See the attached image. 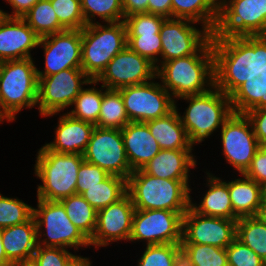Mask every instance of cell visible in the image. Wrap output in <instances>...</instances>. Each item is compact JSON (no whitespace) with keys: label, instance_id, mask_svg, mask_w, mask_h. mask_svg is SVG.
I'll list each match as a JSON object with an SVG mask.
<instances>
[{"label":"cell","instance_id":"6da1fadb","mask_svg":"<svg viewBox=\"0 0 266 266\" xmlns=\"http://www.w3.org/2000/svg\"><path fill=\"white\" fill-rule=\"evenodd\" d=\"M214 86L230 96L252 74L266 69V35L211 36Z\"/></svg>","mask_w":266,"mask_h":266},{"label":"cell","instance_id":"7a4b0ae2","mask_svg":"<svg viewBox=\"0 0 266 266\" xmlns=\"http://www.w3.org/2000/svg\"><path fill=\"white\" fill-rule=\"evenodd\" d=\"M156 77L174 100L208 92L214 87L211 38L195 54L163 62Z\"/></svg>","mask_w":266,"mask_h":266},{"label":"cell","instance_id":"3957f363","mask_svg":"<svg viewBox=\"0 0 266 266\" xmlns=\"http://www.w3.org/2000/svg\"><path fill=\"white\" fill-rule=\"evenodd\" d=\"M190 181L159 178L139 169L127 179V194L135 209L186 213L193 192Z\"/></svg>","mask_w":266,"mask_h":266},{"label":"cell","instance_id":"277c9868","mask_svg":"<svg viewBox=\"0 0 266 266\" xmlns=\"http://www.w3.org/2000/svg\"><path fill=\"white\" fill-rule=\"evenodd\" d=\"M179 100L188 104L183 113L177 107ZM175 109L194 147L202 146L201 143L219 132L233 113L230 96L215 86L203 94L178 98L175 100Z\"/></svg>","mask_w":266,"mask_h":266},{"label":"cell","instance_id":"5b68a950","mask_svg":"<svg viewBox=\"0 0 266 266\" xmlns=\"http://www.w3.org/2000/svg\"><path fill=\"white\" fill-rule=\"evenodd\" d=\"M34 164V176L41 181L37 185L36 199L60 201L76 194L77 173L84 161L83 154H65L38 149Z\"/></svg>","mask_w":266,"mask_h":266},{"label":"cell","instance_id":"8992f818","mask_svg":"<svg viewBox=\"0 0 266 266\" xmlns=\"http://www.w3.org/2000/svg\"><path fill=\"white\" fill-rule=\"evenodd\" d=\"M35 58L3 61L0 68V110L11 121L24 109L37 106L38 84Z\"/></svg>","mask_w":266,"mask_h":266},{"label":"cell","instance_id":"52a82bcc","mask_svg":"<svg viewBox=\"0 0 266 266\" xmlns=\"http://www.w3.org/2000/svg\"><path fill=\"white\" fill-rule=\"evenodd\" d=\"M126 45L124 21L86 25L81 29V69L95 80Z\"/></svg>","mask_w":266,"mask_h":266},{"label":"cell","instance_id":"ba28073f","mask_svg":"<svg viewBox=\"0 0 266 266\" xmlns=\"http://www.w3.org/2000/svg\"><path fill=\"white\" fill-rule=\"evenodd\" d=\"M36 200L33 217L39 246L60 247L75 253L91 249L90 240L71 222L59 201Z\"/></svg>","mask_w":266,"mask_h":266},{"label":"cell","instance_id":"9c48e42d","mask_svg":"<svg viewBox=\"0 0 266 266\" xmlns=\"http://www.w3.org/2000/svg\"><path fill=\"white\" fill-rule=\"evenodd\" d=\"M266 35V0H222L212 36Z\"/></svg>","mask_w":266,"mask_h":266},{"label":"cell","instance_id":"30bf717a","mask_svg":"<svg viewBox=\"0 0 266 266\" xmlns=\"http://www.w3.org/2000/svg\"><path fill=\"white\" fill-rule=\"evenodd\" d=\"M39 116L66 113L76 96L91 80L81 68H68L50 76H38Z\"/></svg>","mask_w":266,"mask_h":266},{"label":"cell","instance_id":"8fae6325","mask_svg":"<svg viewBox=\"0 0 266 266\" xmlns=\"http://www.w3.org/2000/svg\"><path fill=\"white\" fill-rule=\"evenodd\" d=\"M221 154L233 174H244L260 145L246 114L232 113L219 131ZM235 169V170H234ZM236 172V173H235ZM238 172V173H237Z\"/></svg>","mask_w":266,"mask_h":266},{"label":"cell","instance_id":"7c38bea8","mask_svg":"<svg viewBox=\"0 0 266 266\" xmlns=\"http://www.w3.org/2000/svg\"><path fill=\"white\" fill-rule=\"evenodd\" d=\"M130 122L146 123L168 115L175 100L156 77L150 82L118 89Z\"/></svg>","mask_w":266,"mask_h":266},{"label":"cell","instance_id":"4fadbf2b","mask_svg":"<svg viewBox=\"0 0 266 266\" xmlns=\"http://www.w3.org/2000/svg\"><path fill=\"white\" fill-rule=\"evenodd\" d=\"M171 210L135 209L129 242L145 245L180 243L182 241L183 216Z\"/></svg>","mask_w":266,"mask_h":266},{"label":"cell","instance_id":"5bb4252c","mask_svg":"<svg viewBox=\"0 0 266 266\" xmlns=\"http://www.w3.org/2000/svg\"><path fill=\"white\" fill-rule=\"evenodd\" d=\"M83 159L110 175L128 179L133 172L127 159L121 129L94 128Z\"/></svg>","mask_w":266,"mask_h":266},{"label":"cell","instance_id":"9a60e30c","mask_svg":"<svg viewBox=\"0 0 266 266\" xmlns=\"http://www.w3.org/2000/svg\"><path fill=\"white\" fill-rule=\"evenodd\" d=\"M159 33L162 45L161 64L195 54L212 36L203 25L179 18H166Z\"/></svg>","mask_w":266,"mask_h":266},{"label":"cell","instance_id":"2e32d148","mask_svg":"<svg viewBox=\"0 0 266 266\" xmlns=\"http://www.w3.org/2000/svg\"><path fill=\"white\" fill-rule=\"evenodd\" d=\"M156 78V66L126 45L95 79L107 89L140 85Z\"/></svg>","mask_w":266,"mask_h":266},{"label":"cell","instance_id":"e0dca14e","mask_svg":"<svg viewBox=\"0 0 266 266\" xmlns=\"http://www.w3.org/2000/svg\"><path fill=\"white\" fill-rule=\"evenodd\" d=\"M135 207L126 194L119 201L97 211L95 233L90 239L91 248L96 251L109 245L129 243ZM120 241V243H119Z\"/></svg>","mask_w":266,"mask_h":266},{"label":"cell","instance_id":"ac0fdd59","mask_svg":"<svg viewBox=\"0 0 266 266\" xmlns=\"http://www.w3.org/2000/svg\"><path fill=\"white\" fill-rule=\"evenodd\" d=\"M237 234V220L199 214L191 207L183 216L182 243L208 244L226 249Z\"/></svg>","mask_w":266,"mask_h":266},{"label":"cell","instance_id":"d6986e66","mask_svg":"<svg viewBox=\"0 0 266 266\" xmlns=\"http://www.w3.org/2000/svg\"><path fill=\"white\" fill-rule=\"evenodd\" d=\"M44 69L36 67L37 76H50L68 68H81V30H70L40 38Z\"/></svg>","mask_w":266,"mask_h":266},{"label":"cell","instance_id":"ffe728a7","mask_svg":"<svg viewBox=\"0 0 266 266\" xmlns=\"http://www.w3.org/2000/svg\"><path fill=\"white\" fill-rule=\"evenodd\" d=\"M40 37L21 17L0 15V61L33 58ZM33 54V55H32Z\"/></svg>","mask_w":266,"mask_h":266},{"label":"cell","instance_id":"44dd1931","mask_svg":"<svg viewBox=\"0 0 266 266\" xmlns=\"http://www.w3.org/2000/svg\"><path fill=\"white\" fill-rule=\"evenodd\" d=\"M58 122L54 125L53 140L43 144L47 149L65 154H83L95 124L78 120L71 117L68 113H54L45 118L56 117Z\"/></svg>","mask_w":266,"mask_h":266},{"label":"cell","instance_id":"7402d4cb","mask_svg":"<svg viewBox=\"0 0 266 266\" xmlns=\"http://www.w3.org/2000/svg\"><path fill=\"white\" fill-rule=\"evenodd\" d=\"M194 149H161L142 170L148 175L171 180H191V170L197 169ZM193 175V176H190Z\"/></svg>","mask_w":266,"mask_h":266},{"label":"cell","instance_id":"603a6c76","mask_svg":"<svg viewBox=\"0 0 266 266\" xmlns=\"http://www.w3.org/2000/svg\"><path fill=\"white\" fill-rule=\"evenodd\" d=\"M207 170L206 172L204 171L206 179L204 180L205 183H203L205 188H207L205 191H202L204 193L201 192L202 196L199 197L201 200L195 201L194 197L191 196L190 207L202 215L234 219L233 207L228 191V180H224L225 178L218 177L212 171Z\"/></svg>","mask_w":266,"mask_h":266},{"label":"cell","instance_id":"cb8c5ba5","mask_svg":"<svg viewBox=\"0 0 266 266\" xmlns=\"http://www.w3.org/2000/svg\"><path fill=\"white\" fill-rule=\"evenodd\" d=\"M121 132L132 171L142 169L161 150L146 123L129 122Z\"/></svg>","mask_w":266,"mask_h":266},{"label":"cell","instance_id":"d4e9b609","mask_svg":"<svg viewBox=\"0 0 266 266\" xmlns=\"http://www.w3.org/2000/svg\"><path fill=\"white\" fill-rule=\"evenodd\" d=\"M2 244L7 258L12 263L33 257L38 247L34 217L32 216L23 224L3 228Z\"/></svg>","mask_w":266,"mask_h":266},{"label":"cell","instance_id":"484cf974","mask_svg":"<svg viewBox=\"0 0 266 266\" xmlns=\"http://www.w3.org/2000/svg\"><path fill=\"white\" fill-rule=\"evenodd\" d=\"M235 176V179L228 180V191L233 207L234 220L257 216L261 206V185L244 174Z\"/></svg>","mask_w":266,"mask_h":266},{"label":"cell","instance_id":"4316f807","mask_svg":"<svg viewBox=\"0 0 266 266\" xmlns=\"http://www.w3.org/2000/svg\"><path fill=\"white\" fill-rule=\"evenodd\" d=\"M150 133L158 142L160 149H194L188 138L186 129L181 123L177 110L168 115L146 122Z\"/></svg>","mask_w":266,"mask_h":266},{"label":"cell","instance_id":"83f0119b","mask_svg":"<svg viewBox=\"0 0 266 266\" xmlns=\"http://www.w3.org/2000/svg\"><path fill=\"white\" fill-rule=\"evenodd\" d=\"M234 113L245 114L266 107V69L252 74L230 95Z\"/></svg>","mask_w":266,"mask_h":266},{"label":"cell","instance_id":"f1b7e54d","mask_svg":"<svg viewBox=\"0 0 266 266\" xmlns=\"http://www.w3.org/2000/svg\"><path fill=\"white\" fill-rule=\"evenodd\" d=\"M172 18L197 22L213 33L219 18V1L172 0Z\"/></svg>","mask_w":266,"mask_h":266},{"label":"cell","instance_id":"f546056e","mask_svg":"<svg viewBox=\"0 0 266 266\" xmlns=\"http://www.w3.org/2000/svg\"><path fill=\"white\" fill-rule=\"evenodd\" d=\"M86 86L76 96L71 109L66 113L75 119L96 124L101 111L103 85L91 79Z\"/></svg>","mask_w":266,"mask_h":266},{"label":"cell","instance_id":"4dcf8cb0","mask_svg":"<svg viewBox=\"0 0 266 266\" xmlns=\"http://www.w3.org/2000/svg\"><path fill=\"white\" fill-rule=\"evenodd\" d=\"M126 194L127 179L116 175H109L101 183L88 188L81 195L98 211L119 201Z\"/></svg>","mask_w":266,"mask_h":266},{"label":"cell","instance_id":"1f68e13d","mask_svg":"<svg viewBox=\"0 0 266 266\" xmlns=\"http://www.w3.org/2000/svg\"><path fill=\"white\" fill-rule=\"evenodd\" d=\"M59 202L71 222L90 240L95 233L97 210L81 194H73Z\"/></svg>","mask_w":266,"mask_h":266},{"label":"cell","instance_id":"d6a6232c","mask_svg":"<svg viewBox=\"0 0 266 266\" xmlns=\"http://www.w3.org/2000/svg\"><path fill=\"white\" fill-rule=\"evenodd\" d=\"M21 18L40 38L66 30L59 23L50 0H39Z\"/></svg>","mask_w":266,"mask_h":266},{"label":"cell","instance_id":"836d02e7","mask_svg":"<svg viewBox=\"0 0 266 266\" xmlns=\"http://www.w3.org/2000/svg\"><path fill=\"white\" fill-rule=\"evenodd\" d=\"M129 122L120 91L103 86L101 111L96 127L122 129Z\"/></svg>","mask_w":266,"mask_h":266},{"label":"cell","instance_id":"e575fe53","mask_svg":"<svg viewBox=\"0 0 266 266\" xmlns=\"http://www.w3.org/2000/svg\"><path fill=\"white\" fill-rule=\"evenodd\" d=\"M80 2L86 25L124 21L122 0H80Z\"/></svg>","mask_w":266,"mask_h":266},{"label":"cell","instance_id":"d590c367","mask_svg":"<svg viewBox=\"0 0 266 266\" xmlns=\"http://www.w3.org/2000/svg\"><path fill=\"white\" fill-rule=\"evenodd\" d=\"M236 238L266 262V225L258 216L239 218Z\"/></svg>","mask_w":266,"mask_h":266},{"label":"cell","instance_id":"8d00e7d4","mask_svg":"<svg viewBox=\"0 0 266 266\" xmlns=\"http://www.w3.org/2000/svg\"><path fill=\"white\" fill-rule=\"evenodd\" d=\"M33 216V206L0 192V228L23 224Z\"/></svg>","mask_w":266,"mask_h":266},{"label":"cell","instance_id":"74e56055","mask_svg":"<svg viewBox=\"0 0 266 266\" xmlns=\"http://www.w3.org/2000/svg\"><path fill=\"white\" fill-rule=\"evenodd\" d=\"M127 45L137 54L145 57L156 66L161 65L160 33H126Z\"/></svg>","mask_w":266,"mask_h":266},{"label":"cell","instance_id":"f35d334b","mask_svg":"<svg viewBox=\"0 0 266 266\" xmlns=\"http://www.w3.org/2000/svg\"><path fill=\"white\" fill-rule=\"evenodd\" d=\"M59 23L70 30H81L86 26L80 0H50Z\"/></svg>","mask_w":266,"mask_h":266},{"label":"cell","instance_id":"ab89813d","mask_svg":"<svg viewBox=\"0 0 266 266\" xmlns=\"http://www.w3.org/2000/svg\"><path fill=\"white\" fill-rule=\"evenodd\" d=\"M194 266H228L226 249L208 244L183 243Z\"/></svg>","mask_w":266,"mask_h":266},{"label":"cell","instance_id":"60d3db41","mask_svg":"<svg viewBox=\"0 0 266 266\" xmlns=\"http://www.w3.org/2000/svg\"><path fill=\"white\" fill-rule=\"evenodd\" d=\"M228 266H266L251 248L237 238L226 248Z\"/></svg>","mask_w":266,"mask_h":266},{"label":"cell","instance_id":"b9f144b4","mask_svg":"<svg viewBox=\"0 0 266 266\" xmlns=\"http://www.w3.org/2000/svg\"><path fill=\"white\" fill-rule=\"evenodd\" d=\"M166 18L151 13H136L124 18L126 33H159Z\"/></svg>","mask_w":266,"mask_h":266},{"label":"cell","instance_id":"7bdbcfd3","mask_svg":"<svg viewBox=\"0 0 266 266\" xmlns=\"http://www.w3.org/2000/svg\"><path fill=\"white\" fill-rule=\"evenodd\" d=\"M141 251L137 266H173L172 243L145 245Z\"/></svg>","mask_w":266,"mask_h":266},{"label":"cell","instance_id":"ee69618b","mask_svg":"<svg viewBox=\"0 0 266 266\" xmlns=\"http://www.w3.org/2000/svg\"><path fill=\"white\" fill-rule=\"evenodd\" d=\"M110 174L99 166L83 161L77 173L76 194H82L90 187L96 186Z\"/></svg>","mask_w":266,"mask_h":266},{"label":"cell","instance_id":"f6af8a7d","mask_svg":"<svg viewBox=\"0 0 266 266\" xmlns=\"http://www.w3.org/2000/svg\"><path fill=\"white\" fill-rule=\"evenodd\" d=\"M74 254L69 249L38 245L33 257L39 266H65Z\"/></svg>","mask_w":266,"mask_h":266},{"label":"cell","instance_id":"bcb514c9","mask_svg":"<svg viewBox=\"0 0 266 266\" xmlns=\"http://www.w3.org/2000/svg\"><path fill=\"white\" fill-rule=\"evenodd\" d=\"M244 175L259 185L266 183V146L259 147Z\"/></svg>","mask_w":266,"mask_h":266},{"label":"cell","instance_id":"7dc6e473","mask_svg":"<svg viewBox=\"0 0 266 266\" xmlns=\"http://www.w3.org/2000/svg\"><path fill=\"white\" fill-rule=\"evenodd\" d=\"M249 118L260 146H266V107L245 113Z\"/></svg>","mask_w":266,"mask_h":266},{"label":"cell","instance_id":"c3c4849f","mask_svg":"<svg viewBox=\"0 0 266 266\" xmlns=\"http://www.w3.org/2000/svg\"><path fill=\"white\" fill-rule=\"evenodd\" d=\"M10 6V13L0 9V14L7 17H23L39 0H4Z\"/></svg>","mask_w":266,"mask_h":266},{"label":"cell","instance_id":"681fc988","mask_svg":"<svg viewBox=\"0 0 266 266\" xmlns=\"http://www.w3.org/2000/svg\"><path fill=\"white\" fill-rule=\"evenodd\" d=\"M173 266H194L187 247L182 243H172Z\"/></svg>","mask_w":266,"mask_h":266},{"label":"cell","instance_id":"f907efd6","mask_svg":"<svg viewBox=\"0 0 266 266\" xmlns=\"http://www.w3.org/2000/svg\"><path fill=\"white\" fill-rule=\"evenodd\" d=\"M148 13L172 18V0H149Z\"/></svg>","mask_w":266,"mask_h":266},{"label":"cell","instance_id":"816d5d0a","mask_svg":"<svg viewBox=\"0 0 266 266\" xmlns=\"http://www.w3.org/2000/svg\"><path fill=\"white\" fill-rule=\"evenodd\" d=\"M149 0H122L124 16H130L136 13H148Z\"/></svg>","mask_w":266,"mask_h":266},{"label":"cell","instance_id":"f5cc1de1","mask_svg":"<svg viewBox=\"0 0 266 266\" xmlns=\"http://www.w3.org/2000/svg\"><path fill=\"white\" fill-rule=\"evenodd\" d=\"M75 253L65 264V266H93L91 257H84L81 253Z\"/></svg>","mask_w":266,"mask_h":266},{"label":"cell","instance_id":"db71d44e","mask_svg":"<svg viewBox=\"0 0 266 266\" xmlns=\"http://www.w3.org/2000/svg\"><path fill=\"white\" fill-rule=\"evenodd\" d=\"M12 262L7 258L2 244V229L0 228V266H11Z\"/></svg>","mask_w":266,"mask_h":266},{"label":"cell","instance_id":"11a10c76","mask_svg":"<svg viewBox=\"0 0 266 266\" xmlns=\"http://www.w3.org/2000/svg\"><path fill=\"white\" fill-rule=\"evenodd\" d=\"M11 266H39L37 260L34 257L25 258L23 260L12 263Z\"/></svg>","mask_w":266,"mask_h":266},{"label":"cell","instance_id":"9f6ffc18","mask_svg":"<svg viewBox=\"0 0 266 266\" xmlns=\"http://www.w3.org/2000/svg\"><path fill=\"white\" fill-rule=\"evenodd\" d=\"M257 216L266 225V204H261Z\"/></svg>","mask_w":266,"mask_h":266},{"label":"cell","instance_id":"6f0895ef","mask_svg":"<svg viewBox=\"0 0 266 266\" xmlns=\"http://www.w3.org/2000/svg\"><path fill=\"white\" fill-rule=\"evenodd\" d=\"M261 204H266V183L261 185Z\"/></svg>","mask_w":266,"mask_h":266},{"label":"cell","instance_id":"680465c9","mask_svg":"<svg viewBox=\"0 0 266 266\" xmlns=\"http://www.w3.org/2000/svg\"><path fill=\"white\" fill-rule=\"evenodd\" d=\"M12 123L6 116L5 114L0 110V125L3 123Z\"/></svg>","mask_w":266,"mask_h":266}]
</instances>
